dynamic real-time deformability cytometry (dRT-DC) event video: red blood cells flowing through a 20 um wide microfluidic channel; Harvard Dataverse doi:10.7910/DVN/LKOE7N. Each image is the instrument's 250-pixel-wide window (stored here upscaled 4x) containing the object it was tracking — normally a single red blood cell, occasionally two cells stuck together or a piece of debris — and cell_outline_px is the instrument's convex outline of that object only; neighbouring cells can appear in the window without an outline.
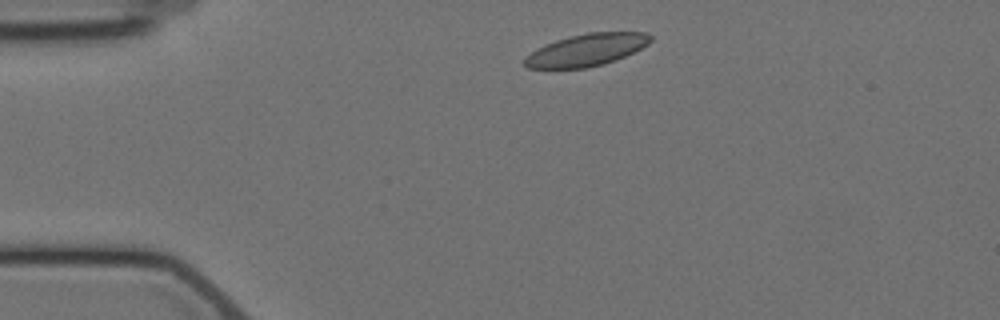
{"species": "Egyptian fruit bat (a non-hibernating species)", "species_latin": "Rousettus aegyptiacus", "temperature_condition": "cold", "stored_images_in_passage": 5, "camera_frame_rate_fps": 3000, "um_per_image_px": 0.085, "animal": {"sex": "female"}, "frame": {"image": 1, "passage_image": 1, "time_ms": 0.0, "image_size_px": [1000, 320], "cell_outline_px": [[652, 40], [648, 44], [616, 60], [604, 64], [588, 68], [528, 68], [524, 64], [524, 56], [536, 48], [556, 40], [568, 36], [588, 32], [648, 32], [652, 36]], "centroid_in_image_um": [49.84, 4.24], "position_along_channel_um": 35.2, "area_um2": 23.7}}
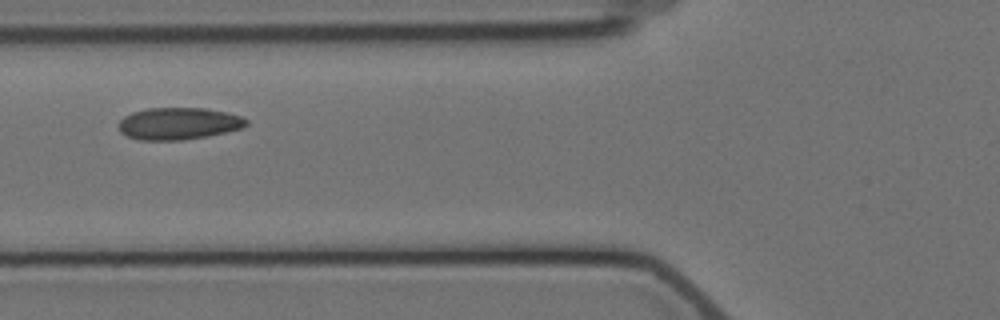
{"frame": {"image": 2, "passage_image": 4, "time_ms": 3.333, "image_size_px": [1000, 320], "cell_outline_px": [[248, 124], [244, 128], [208, 136], [184, 140], [140, 140], [128, 136], [120, 132], [116, 124], [124, 116], [132, 112], [148, 108], [204, 108], [224, 112], [240, 116], [248, 120]], "centroid_in_image_um": [15.16, 10.51], "position_along_channel_um": 110.6, "area_um2": 23.99}}
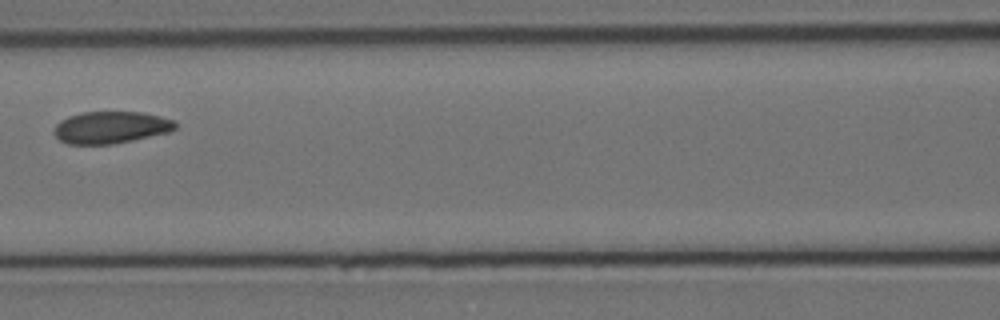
{"frame": {"image": 3, "passage_image": 5, "time_ms": 4.667, "image_size_px": [1000, 320], "cell_outline_px": [[176, 128], [168, 132], [132, 140], [112, 144], [68, 144], [60, 140], [56, 136], [56, 124], [60, 120], [68, 116], [80, 112], [144, 112], [176, 120]], "centroid_in_image_um": [9.44, 10.82], "position_along_channel_um": 157.2, "area_um2": 22.54}}